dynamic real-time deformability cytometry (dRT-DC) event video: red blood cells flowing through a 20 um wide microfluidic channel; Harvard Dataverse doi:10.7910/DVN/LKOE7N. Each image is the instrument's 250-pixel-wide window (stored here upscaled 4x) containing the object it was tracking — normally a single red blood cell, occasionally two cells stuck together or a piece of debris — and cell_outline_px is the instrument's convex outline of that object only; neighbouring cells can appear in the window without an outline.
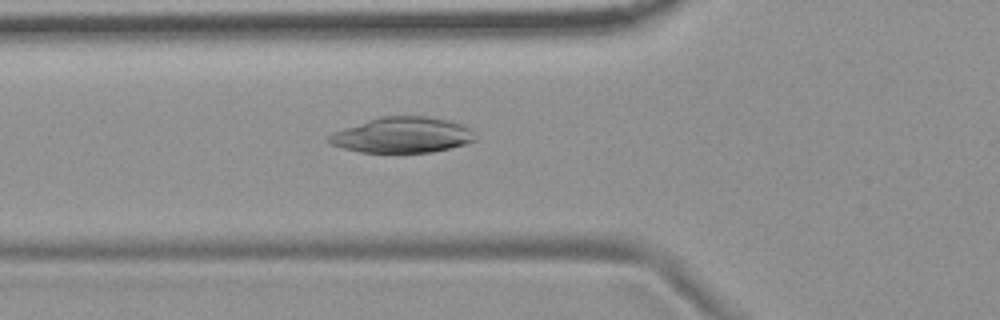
{"species": "common noctule bat (a hibernating species)", "species_latin": "Nyctalus noctula", "temperature_condition": "room temperature", "stored_images_in_passage": 54, "camera_frame_rate_fps": 3000, "um_per_image_px": 0.085, "animal": {"sex": "female", "body_mass_g": 19.9}, "frame": {"image": 1, "passage_image": 19, "time_ms": 6.0, "image_size_px": [1000, 320], "cell_outline_px": [[476, 140], [464, 144], [432, 152], [360, 152], [344, 148], [332, 144], [328, 140], [328, 136], [332, 132], [380, 116], [428, 116], [448, 120], [464, 124], [472, 128], [476, 132]], "centroid_in_image_um": [34.25, 11.46], "position_along_channel_um": 91.5, "area_um2": 30.4}}
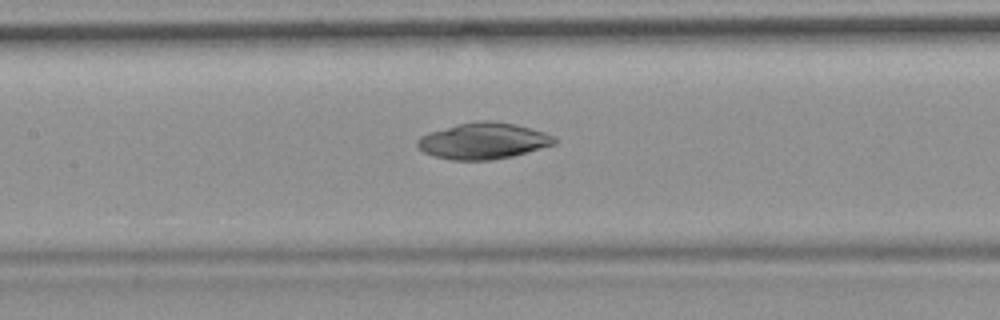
{"frame": {"image": 2, "passage_image": 25, "time_ms": 8.0, "image_size_px": [1000, 320], "cell_outline_px": [[556, 144], [512, 156], [492, 160], [452, 160], [436, 156], [424, 152], [416, 144], [416, 140], [420, 136], [428, 132], [456, 124], [480, 120], [484, 120], [516, 124], [532, 128], [544, 132], [552, 136], [556, 140]], "centroid_in_image_um": [41.06, 11.97], "position_along_channel_um": 166.3, "area_um2": 28.9}}
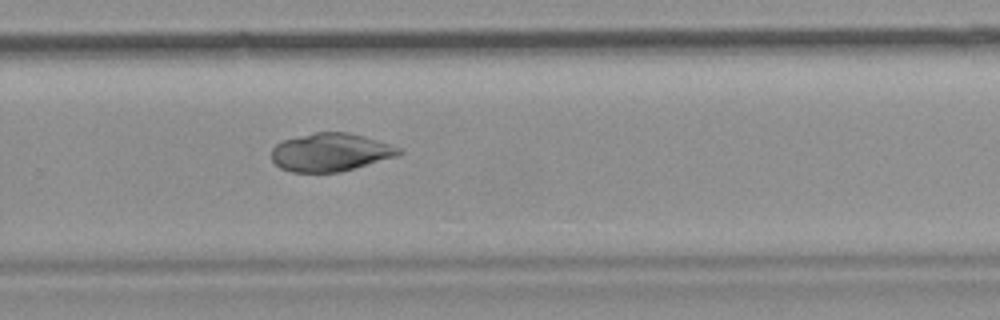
{"frame": {"image": 3, "passage_image": 36, "time_ms": 11.667, "image_size_px": [1000, 320], "cell_outline_px": [[404, 152], [396, 156], [340, 172], [292, 172], [280, 168], [272, 160], [272, 148], [276, 144], [284, 140], [316, 132], [348, 132], [364, 136], [400, 148]], "centroid_in_image_um": [28.07, 12.94], "position_along_channel_um": 301.7, "area_um2": 27.98}}